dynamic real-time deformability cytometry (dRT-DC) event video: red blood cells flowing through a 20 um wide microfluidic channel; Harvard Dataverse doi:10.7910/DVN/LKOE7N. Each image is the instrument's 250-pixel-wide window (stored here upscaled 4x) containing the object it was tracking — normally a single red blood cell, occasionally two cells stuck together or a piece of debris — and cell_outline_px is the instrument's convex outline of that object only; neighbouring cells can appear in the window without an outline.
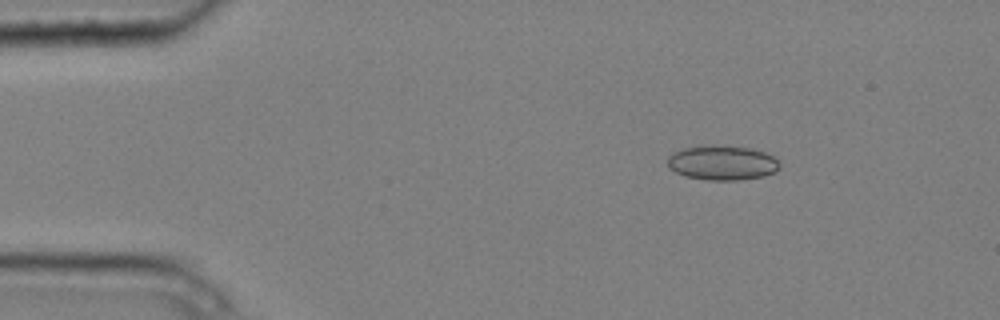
{"species": "common noctule bat (a hibernating species)", "species_latin": "Nyctalus noctula", "temperature_condition": "cold", "stored_images_in_passage": 4, "camera_frame_rate_fps": 3000, "um_per_image_px": 0.085, "animal": {"sex": "male", "body_mass_g": 20.4}, "frame": {"image": 1, "passage_image": 2, "time_ms": 0.333, "image_size_px": [1000, 320], "cell_outline_px": [[780, 168], [764, 176], [740, 180], [708, 180], [684, 176], [668, 168], [668, 156], [672, 152], [684, 148], [752, 148], [764, 152], [772, 156], [780, 164]], "centroid_in_image_um": [61.38, 13.89], "position_along_channel_um": 23.6, "area_um2": 21.79}}